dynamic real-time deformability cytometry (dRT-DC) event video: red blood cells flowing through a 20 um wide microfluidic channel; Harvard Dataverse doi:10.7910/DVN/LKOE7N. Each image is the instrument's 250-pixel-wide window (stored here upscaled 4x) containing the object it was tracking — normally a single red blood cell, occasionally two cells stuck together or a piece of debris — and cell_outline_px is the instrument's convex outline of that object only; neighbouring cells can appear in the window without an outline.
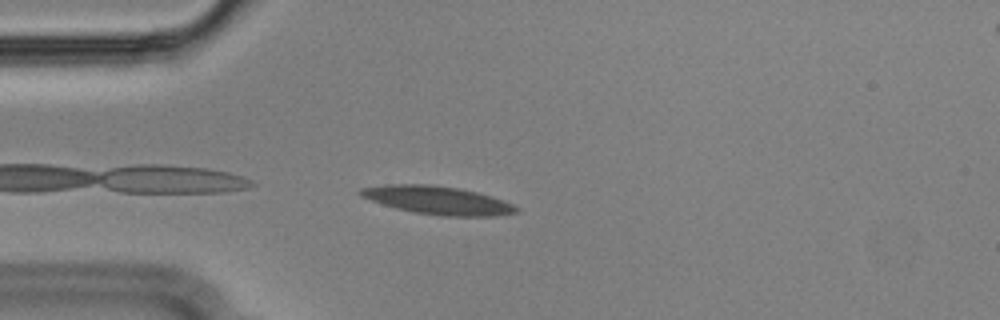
{"species": "Egyptian fruit bat (a non-hibernating species)", "species_latin": "Rousettus aegyptiacus", "temperature_condition": "cold", "stored_images_in_passage": 18, "camera_frame_rate_fps": 3000, "um_per_image_px": 0.085, "animal": {"sex": "male"}, "frame": {"image": 1, "passage_image": 1, "time_ms": 0.0, "image_size_px": [1000, 320], "cell_outline_px": [[520, 208], [516, 212], [496, 216], [444, 216], [412, 212], [396, 208], [360, 196], [356, 192], [360, 188], [384, 184], [428, 184], [456, 188], [476, 192], [492, 196], [504, 200]], "centroid_in_image_um": [37.18, 17.02], "position_along_channel_um": 47.8, "area_um2": 25.55}}
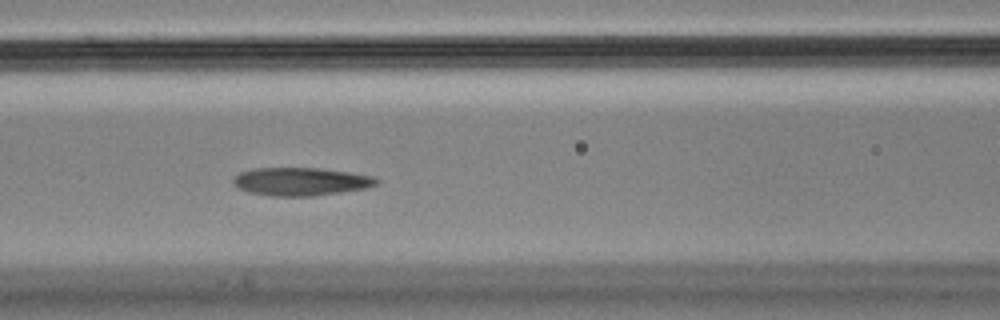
{"frame": {"image": 2, "passage_image": 10, "time_ms": 3.0, "image_size_px": [1000, 320], "cell_outline_px": [[380, 184], [368, 188], [312, 196], [272, 196], [252, 192], [240, 188], [232, 180], [240, 172], [252, 168], [320, 168], [348, 172], [372, 176], [380, 180]], "centroid_in_image_um": [25.63, 15.42], "position_along_channel_um": 141.0, "area_um2": 23.29}}
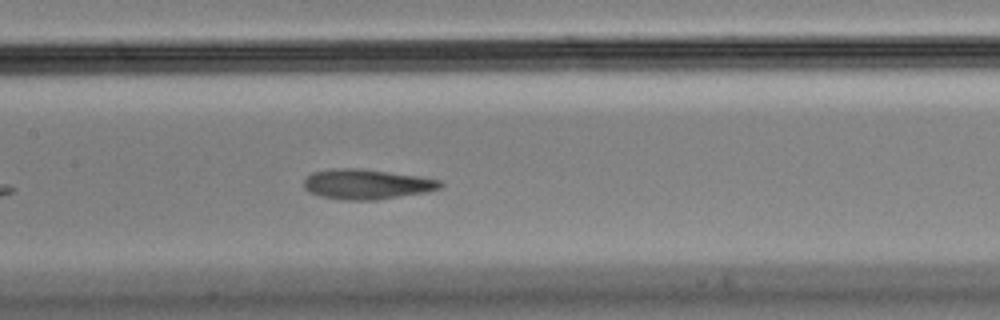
{"frame": {"image": 3, "passage_image": 13, "time_ms": 4.0, "image_size_px": [1000, 320], "cell_outline_px": [[444, 184], [440, 188], [428, 192], [376, 200], [344, 200], [320, 196], [304, 188], [304, 180], [312, 172], [332, 168], [360, 168], [444, 180]], "centroid_in_image_um": [31.2, 15.66], "position_along_channel_um": 176.2, "area_um2": 23.93}}